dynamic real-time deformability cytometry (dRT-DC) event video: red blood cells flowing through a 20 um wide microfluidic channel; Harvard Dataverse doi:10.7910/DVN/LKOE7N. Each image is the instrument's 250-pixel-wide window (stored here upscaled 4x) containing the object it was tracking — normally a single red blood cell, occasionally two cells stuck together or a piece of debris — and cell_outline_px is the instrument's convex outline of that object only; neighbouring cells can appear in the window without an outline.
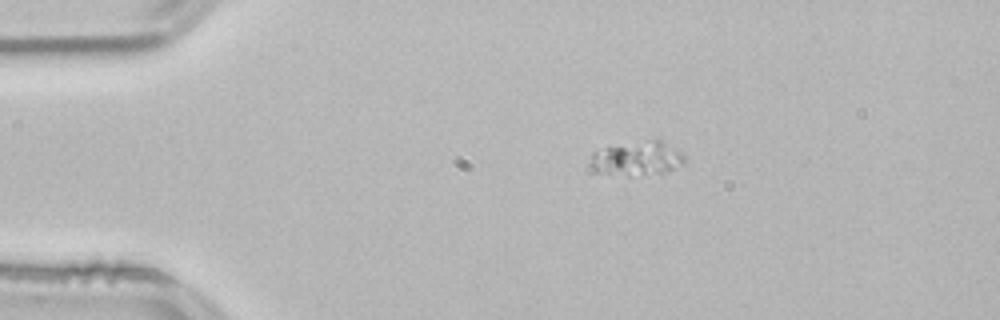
{"species": "common noctule bat (a hibernating species)", "species_latin": "Nyctalus noctula", "temperature_condition": "room temperature", "stored_images_in_passage": 44, "camera_frame_rate_fps": 3000, "um_per_image_px": 0.085, "animal": {"sex": "male", "body_mass_g": 21.5, "forearm_length_mm": 52.0}, "frame": {"image": 1, "passage_image": 1, "time_ms": 0.0, "image_size_px": [1000, 320], "cell_outline_px": [[684, 164], [660, 176], [628, 176], [596, 172], [592, 168], [592, 152], [604, 148], [656, 136], [680, 152], [684, 156]], "centroid_in_image_um": [54.23, 13.48], "position_along_channel_um": 30.8, "area_um2": 19.54}}
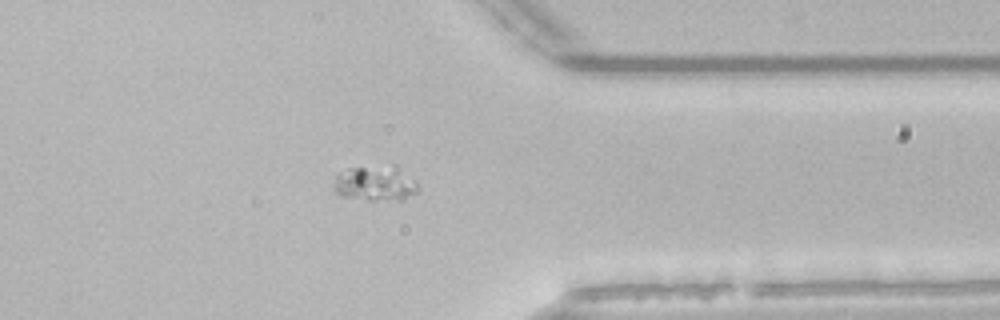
{"frame": {"image": 2, "passage_image": 33, "time_ms": 10.667, "image_size_px": [1000, 320], "cell_outline_px": [[420, 188], [416, 192], [404, 200], [368, 200], [344, 196], [336, 192], [336, 176], [340, 172], [348, 168], [392, 164], [396, 164], [416, 180]], "centroid_in_image_um": [32.0, 15.56], "position_along_channel_um": 379.4, "area_um2": 17.51}}
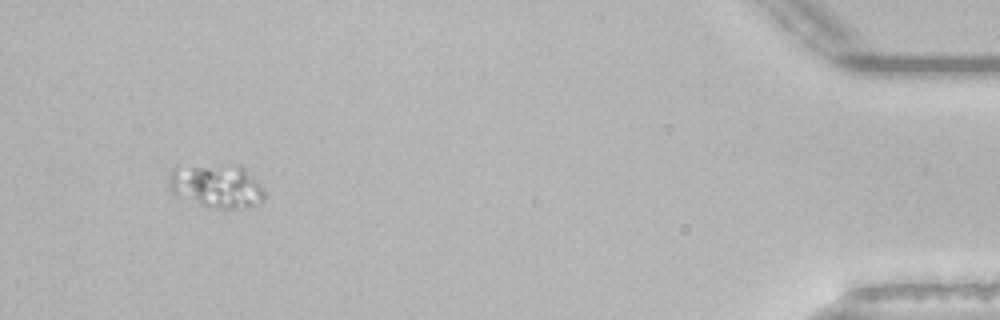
{"frame": {"image": 3, "passage_image": 41, "time_ms": 13.333, "image_size_px": [1000, 320], "cell_outline_px": [[264, 200], [260, 204], [248, 208], [216, 208], [200, 204], [176, 196], [168, 188], [168, 176], [172, 168], [228, 164], [240, 164], [264, 188]], "centroid_in_image_um": [18.42, 15.81], "position_along_channel_um": 416.8, "area_um2": 24.51}}